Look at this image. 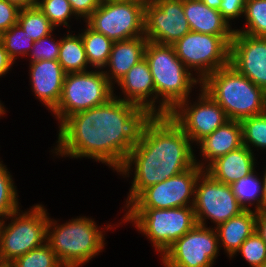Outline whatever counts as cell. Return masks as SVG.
Here are the masks:
<instances>
[{
	"instance_id": "obj_16",
	"label": "cell",
	"mask_w": 266,
	"mask_h": 267,
	"mask_svg": "<svg viewBox=\"0 0 266 267\" xmlns=\"http://www.w3.org/2000/svg\"><path fill=\"white\" fill-rule=\"evenodd\" d=\"M230 65L266 92V37L234 32Z\"/></svg>"
},
{
	"instance_id": "obj_10",
	"label": "cell",
	"mask_w": 266,
	"mask_h": 267,
	"mask_svg": "<svg viewBox=\"0 0 266 267\" xmlns=\"http://www.w3.org/2000/svg\"><path fill=\"white\" fill-rule=\"evenodd\" d=\"M145 5L135 0H102L85 23L113 42L144 36Z\"/></svg>"
},
{
	"instance_id": "obj_6",
	"label": "cell",
	"mask_w": 266,
	"mask_h": 267,
	"mask_svg": "<svg viewBox=\"0 0 266 267\" xmlns=\"http://www.w3.org/2000/svg\"><path fill=\"white\" fill-rule=\"evenodd\" d=\"M122 222L131 223L152 243L160 256L196 224L193 206L169 209L126 208Z\"/></svg>"
},
{
	"instance_id": "obj_18",
	"label": "cell",
	"mask_w": 266,
	"mask_h": 267,
	"mask_svg": "<svg viewBox=\"0 0 266 267\" xmlns=\"http://www.w3.org/2000/svg\"><path fill=\"white\" fill-rule=\"evenodd\" d=\"M31 90L48 110H53L62 95L66 73L58 60H40L29 63Z\"/></svg>"
},
{
	"instance_id": "obj_13",
	"label": "cell",
	"mask_w": 266,
	"mask_h": 267,
	"mask_svg": "<svg viewBox=\"0 0 266 267\" xmlns=\"http://www.w3.org/2000/svg\"><path fill=\"white\" fill-rule=\"evenodd\" d=\"M193 210L197 224L207 226V219H211L214 228L244 211L230 185L214 180L205 171L196 183Z\"/></svg>"
},
{
	"instance_id": "obj_27",
	"label": "cell",
	"mask_w": 266,
	"mask_h": 267,
	"mask_svg": "<svg viewBox=\"0 0 266 267\" xmlns=\"http://www.w3.org/2000/svg\"><path fill=\"white\" fill-rule=\"evenodd\" d=\"M26 33L35 41L52 33L55 28L38 6L20 9L18 22Z\"/></svg>"
},
{
	"instance_id": "obj_28",
	"label": "cell",
	"mask_w": 266,
	"mask_h": 267,
	"mask_svg": "<svg viewBox=\"0 0 266 267\" xmlns=\"http://www.w3.org/2000/svg\"><path fill=\"white\" fill-rule=\"evenodd\" d=\"M246 25L234 32L253 37H266V0H246L244 14Z\"/></svg>"
},
{
	"instance_id": "obj_2",
	"label": "cell",
	"mask_w": 266,
	"mask_h": 267,
	"mask_svg": "<svg viewBox=\"0 0 266 267\" xmlns=\"http://www.w3.org/2000/svg\"><path fill=\"white\" fill-rule=\"evenodd\" d=\"M192 146L188 136L170 115L149 116L141 126L136 144L118 171L119 175H124L123 178L134 174L125 207L147 187L194 166L196 155Z\"/></svg>"
},
{
	"instance_id": "obj_9",
	"label": "cell",
	"mask_w": 266,
	"mask_h": 267,
	"mask_svg": "<svg viewBox=\"0 0 266 267\" xmlns=\"http://www.w3.org/2000/svg\"><path fill=\"white\" fill-rule=\"evenodd\" d=\"M233 35H211L190 31L173 47L177 57L201 82L218 69L230 64ZM194 69V70H193ZM198 74V75H197Z\"/></svg>"
},
{
	"instance_id": "obj_34",
	"label": "cell",
	"mask_w": 266,
	"mask_h": 267,
	"mask_svg": "<svg viewBox=\"0 0 266 267\" xmlns=\"http://www.w3.org/2000/svg\"><path fill=\"white\" fill-rule=\"evenodd\" d=\"M237 253L242 255L250 267H258L266 263V244L256 231L241 244L234 255Z\"/></svg>"
},
{
	"instance_id": "obj_26",
	"label": "cell",
	"mask_w": 266,
	"mask_h": 267,
	"mask_svg": "<svg viewBox=\"0 0 266 267\" xmlns=\"http://www.w3.org/2000/svg\"><path fill=\"white\" fill-rule=\"evenodd\" d=\"M85 26L83 32L81 31L79 34L84 43L89 67L103 70L108 62L114 42L102 33L95 32L86 23Z\"/></svg>"
},
{
	"instance_id": "obj_37",
	"label": "cell",
	"mask_w": 266,
	"mask_h": 267,
	"mask_svg": "<svg viewBox=\"0 0 266 267\" xmlns=\"http://www.w3.org/2000/svg\"><path fill=\"white\" fill-rule=\"evenodd\" d=\"M246 0H222L219 11L222 17L232 25L231 20L242 17Z\"/></svg>"
},
{
	"instance_id": "obj_36",
	"label": "cell",
	"mask_w": 266,
	"mask_h": 267,
	"mask_svg": "<svg viewBox=\"0 0 266 267\" xmlns=\"http://www.w3.org/2000/svg\"><path fill=\"white\" fill-rule=\"evenodd\" d=\"M20 8L8 0H0V35L17 24Z\"/></svg>"
},
{
	"instance_id": "obj_32",
	"label": "cell",
	"mask_w": 266,
	"mask_h": 267,
	"mask_svg": "<svg viewBox=\"0 0 266 267\" xmlns=\"http://www.w3.org/2000/svg\"><path fill=\"white\" fill-rule=\"evenodd\" d=\"M8 267H64L46 242L16 258Z\"/></svg>"
},
{
	"instance_id": "obj_22",
	"label": "cell",
	"mask_w": 266,
	"mask_h": 267,
	"mask_svg": "<svg viewBox=\"0 0 266 267\" xmlns=\"http://www.w3.org/2000/svg\"><path fill=\"white\" fill-rule=\"evenodd\" d=\"M190 30L211 35H233L234 28L217 9L208 7L202 0H182Z\"/></svg>"
},
{
	"instance_id": "obj_25",
	"label": "cell",
	"mask_w": 266,
	"mask_h": 267,
	"mask_svg": "<svg viewBox=\"0 0 266 267\" xmlns=\"http://www.w3.org/2000/svg\"><path fill=\"white\" fill-rule=\"evenodd\" d=\"M256 173V170H254L247 176L230 184L240 206L244 210H252L250 207L256 203L253 208L255 212L263 210V181Z\"/></svg>"
},
{
	"instance_id": "obj_42",
	"label": "cell",
	"mask_w": 266,
	"mask_h": 267,
	"mask_svg": "<svg viewBox=\"0 0 266 267\" xmlns=\"http://www.w3.org/2000/svg\"><path fill=\"white\" fill-rule=\"evenodd\" d=\"M222 0H202L208 7L219 10Z\"/></svg>"
},
{
	"instance_id": "obj_44",
	"label": "cell",
	"mask_w": 266,
	"mask_h": 267,
	"mask_svg": "<svg viewBox=\"0 0 266 267\" xmlns=\"http://www.w3.org/2000/svg\"><path fill=\"white\" fill-rule=\"evenodd\" d=\"M5 106L3 105V103L0 101V117L2 116V115H5V113H6V109L4 108Z\"/></svg>"
},
{
	"instance_id": "obj_15",
	"label": "cell",
	"mask_w": 266,
	"mask_h": 267,
	"mask_svg": "<svg viewBox=\"0 0 266 267\" xmlns=\"http://www.w3.org/2000/svg\"><path fill=\"white\" fill-rule=\"evenodd\" d=\"M190 31L182 0H151L146 3L144 36L147 41L173 45Z\"/></svg>"
},
{
	"instance_id": "obj_5",
	"label": "cell",
	"mask_w": 266,
	"mask_h": 267,
	"mask_svg": "<svg viewBox=\"0 0 266 267\" xmlns=\"http://www.w3.org/2000/svg\"><path fill=\"white\" fill-rule=\"evenodd\" d=\"M104 232L86 216L73 218L64 224L49 216L46 242L64 267H80L103 251L106 244Z\"/></svg>"
},
{
	"instance_id": "obj_33",
	"label": "cell",
	"mask_w": 266,
	"mask_h": 267,
	"mask_svg": "<svg viewBox=\"0 0 266 267\" xmlns=\"http://www.w3.org/2000/svg\"><path fill=\"white\" fill-rule=\"evenodd\" d=\"M37 6L55 28H70L69 19L76 16L68 0H39Z\"/></svg>"
},
{
	"instance_id": "obj_23",
	"label": "cell",
	"mask_w": 266,
	"mask_h": 267,
	"mask_svg": "<svg viewBox=\"0 0 266 267\" xmlns=\"http://www.w3.org/2000/svg\"><path fill=\"white\" fill-rule=\"evenodd\" d=\"M220 250H225L229 258H234L241 244L251 236L256 229V212L244 210L239 215L216 226Z\"/></svg>"
},
{
	"instance_id": "obj_31",
	"label": "cell",
	"mask_w": 266,
	"mask_h": 267,
	"mask_svg": "<svg viewBox=\"0 0 266 267\" xmlns=\"http://www.w3.org/2000/svg\"><path fill=\"white\" fill-rule=\"evenodd\" d=\"M11 173L0 160V221L20 208L18 193Z\"/></svg>"
},
{
	"instance_id": "obj_14",
	"label": "cell",
	"mask_w": 266,
	"mask_h": 267,
	"mask_svg": "<svg viewBox=\"0 0 266 267\" xmlns=\"http://www.w3.org/2000/svg\"><path fill=\"white\" fill-rule=\"evenodd\" d=\"M199 90L193 104L189 97L169 114L195 145L229 120L216 101L201 87Z\"/></svg>"
},
{
	"instance_id": "obj_43",
	"label": "cell",
	"mask_w": 266,
	"mask_h": 267,
	"mask_svg": "<svg viewBox=\"0 0 266 267\" xmlns=\"http://www.w3.org/2000/svg\"><path fill=\"white\" fill-rule=\"evenodd\" d=\"M262 181H263V209H266V169L264 171Z\"/></svg>"
},
{
	"instance_id": "obj_12",
	"label": "cell",
	"mask_w": 266,
	"mask_h": 267,
	"mask_svg": "<svg viewBox=\"0 0 266 267\" xmlns=\"http://www.w3.org/2000/svg\"><path fill=\"white\" fill-rule=\"evenodd\" d=\"M204 170L197 164L186 171L144 189L126 208L169 209L193 206L195 188Z\"/></svg>"
},
{
	"instance_id": "obj_40",
	"label": "cell",
	"mask_w": 266,
	"mask_h": 267,
	"mask_svg": "<svg viewBox=\"0 0 266 267\" xmlns=\"http://www.w3.org/2000/svg\"><path fill=\"white\" fill-rule=\"evenodd\" d=\"M255 231L266 244V209L256 212Z\"/></svg>"
},
{
	"instance_id": "obj_24",
	"label": "cell",
	"mask_w": 266,
	"mask_h": 267,
	"mask_svg": "<svg viewBox=\"0 0 266 267\" xmlns=\"http://www.w3.org/2000/svg\"><path fill=\"white\" fill-rule=\"evenodd\" d=\"M57 60L66 74L89 71L87 69L89 68V63L80 34H72L68 30L67 35L60 38Z\"/></svg>"
},
{
	"instance_id": "obj_29",
	"label": "cell",
	"mask_w": 266,
	"mask_h": 267,
	"mask_svg": "<svg viewBox=\"0 0 266 267\" xmlns=\"http://www.w3.org/2000/svg\"><path fill=\"white\" fill-rule=\"evenodd\" d=\"M0 41L10 58L16 63L17 58L26 57L31 52L34 40L17 23L0 35Z\"/></svg>"
},
{
	"instance_id": "obj_4",
	"label": "cell",
	"mask_w": 266,
	"mask_h": 267,
	"mask_svg": "<svg viewBox=\"0 0 266 267\" xmlns=\"http://www.w3.org/2000/svg\"><path fill=\"white\" fill-rule=\"evenodd\" d=\"M200 87L230 120L241 121L266 112V92L230 64L208 75Z\"/></svg>"
},
{
	"instance_id": "obj_20",
	"label": "cell",
	"mask_w": 266,
	"mask_h": 267,
	"mask_svg": "<svg viewBox=\"0 0 266 267\" xmlns=\"http://www.w3.org/2000/svg\"><path fill=\"white\" fill-rule=\"evenodd\" d=\"M147 39L145 36L114 42L106 66L102 71L108 81L115 86L127 72L144 58Z\"/></svg>"
},
{
	"instance_id": "obj_17",
	"label": "cell",
	"mask_w": 266,
	"mask_h": 267,
	"mask_svg": "<svg viewBox=\"0 0 266 267\" xmlns=\"http://www.w3.org/2000/svg\"><path fill=\"white\" fill-rule=\"evenodd\" d=\"M116 85L124 97L120 98L121 95L118 97L115 93L114 97L139 106L149 116L155 115V86L145 58L135 64Z\"/></svg>"
},
{
	"instance_id": "obj_3",
	"label": "cell",
	"mask_w": 266,
	"mask_h": 267,
	"mask_svg": "<svg viewBox=\"0 0 266 267\" xmlns=\"http://www.w3.org/2000/svg\"><path fill=\"white\" fill-rule=\"evenodd\" d=\"M144 58L155 86V115H169L191 97L194 86H201V81L177 57L173 45L147 41Z\"/></svg>"
},
{
	"instance_id": "obj_1",
	"label": "cell",
	"mask_w": 266,
	"mask_h": 267,
	"mask_svg": "<svg viewBox=\"0 0 266 267\" xmlns=\"http://www.w3.org/2000/svg\"><path fill=\"white\" fill-rule=\"evenodd\" d=\"M149 115L139 106L112 97L105 104L69 116L60 126L58 157L88 158L118 173Z\"/></svg>"
},
{
	"instance_id": "obj_11",
	"label": "cell",
	"mask_w": 266,
	"mask_h": 267,
	"mask_svg": "<svg viewBox=\"0 0 266 267\" xmlns=\"http://www.w3.org/2000/svg\"><path fill=\"white\" fill-rule=\"evenodd\" d=\"M220 248L214 227L196 224L161 256L164 267H212Z\"/></svg>"
},
{
	"instance_id": "obj_41",
	"label": "cell",
	"mask_w": 266,
	"mask_h": 267,
	"mask_svg": "<svg viewBox=\"0 0 266 267\" xmlns=\"http://www.w3.org/2000/svg\"><path fill=\"white\" fill-rule=\"evenodd\" d=\"M10 3L17 5L20 9L37 6L39 0H8Z\"/></svg>"
},
{
	"instance_id": "obj_19",
	"label": "cell",
	"mask_w": 266,
	"mask_h": 267,
	"mask_svg": "<svg viewBox=\"0 0 266 267\" xmlns=\"http://www.w3.org/2000/svg\"><path fill=\"white\" fill-rule=\"evenodd\" d=\"M198 144L203 160L200 162L195 158V163L205 170L217 158L243 146L240 121L229 119Z\"/></svg>"
},
{
	"instance_id": "obj_21",
	"label": "cell",
	"mask_w": 266,
	"mask_h": 267,
	"mask_svg": "<svg viewBox=\"0 0 266 267\" xmlns=\"http://www.w3.org/2000/svg\"><path fill=\"white\" fill-rule=\"evenodd\" d=\"M255 158L254 151L243 145L217 158L204 171L214 180L230 185L255 170Z\"/></svg>"
},
{
	"instance_id": "obj_45",
	"label": "cell",
	"mask_w": 266,
	"mask_h": 267,
	"mask_svg": "<svg viewBox=\"0 0 266 267\" xmlns=\"http://www.w3.org/2000/svg\"><path fill=\"white\" fill-rule=\"evenodd\" d=\"M135 1H139V2H143V3H147V2H149V1H151V0H135Z\"/></svg>"
},
{
	"instance_id": "obj_39",
	"label": "cell",
	"mask_w": 266,
	"mask_h": 267,
	"mask_svg": "<svg viewBox=\"0 0 266 267\" xmlns=\"http://www.w3.org/2000/svg\"><path fill=\"white\" fill-rule=\"evenodd\" d=\"M13 65L14 61L10 58L3 43L0 41V78L6 75Z\"/></svg>"
},
{
	"instance_id": "obj_8",
	"label": "cell",
	"mask_w": 266,
	"mask_h": 267,
	"mask_svg": "<svg viewBox=\"0 0 266 267\" xmlns=\"http://www.w3.org/2000/svg\"><path fill=\"white\" fill-rule=\"evenodd\" d=\"M114 86L104 72L93 69L86 72L67 73L61 98L50 111L61 125L69 116L105 104L114 97Z\"/></svg>"
},
{
	"instance_id": "obj_7",
	"label": "cell",
	"mask_w": 266,
	"mask_h": 267,
	"mask_svg": "<svg viewBox=\"0 0 266 267\" xmlns=\"http://www.w3.org/2000/svg\"><path fill=\"white\" fill-rule=\"evenodd\" d=\"M47 209L35 204L27 211L20 208L0 221V266L46 243ZM11 220L9 224L5 221Z\"/></svg>"
},
{
	"instance_id": "obj_38",
	"label": "cell",
	"mask_w": 266,
	"mask_h": 267,
	"mask_svg": "<svg viewBox=\"0 0 266 267\" xmlns=\"http://www.w3.org/2000/svg\"><path fill=\"white\" fill-rule=\"evenodd\" d=\"M76 19L85 21L101 4L102 0H68ZM79 17V18H78Z\"/></svg>"
},
{
	"instance_id": "obj_35",
	"label": "cell",
	"mask_w": 266,
	"mask_h": 267,
	"mask_svg": "<svg viewBox=\"0 0 266 267\" xmlns=\"http://www.w3.org/2000/svg\"><path fill=\"white\" fill-rule=\"evenodd\" d=\"M60 40L53 38V32L35 41L28 57L31 62L40 60H57L59 56Z\"/></svg>"
},
{
	"instance_id": "obj_30",
	"label": "cell",
	"mask_w": 266,
	"mask_h": 267,
	"mask_svg": "<svg viewBox=\"0 0 266 267\" xmlns=\"http://www.w3.org/2000/svg\"><path fill=\"white\" fill-rule=\"evenodd\" d=\"M240 123L243 145L250 151H253V147L266 150V112L245 118Z\"/></svg>"
},
{
	"instance_id": "obj_46",
	"label": "cell",
	"mask_w": 266,
	"mask_h": 267,
	"mask_svg": "<svg viewBox=\"0 0 266 267\" xmlns=\"http://www.w3.org/2000/svg\"><path fill=\"white\" fill-rule=\"evenodd\" d=\"M258 267H266V263H263L261 266Z\"/></svg>"
}]
</instances>
